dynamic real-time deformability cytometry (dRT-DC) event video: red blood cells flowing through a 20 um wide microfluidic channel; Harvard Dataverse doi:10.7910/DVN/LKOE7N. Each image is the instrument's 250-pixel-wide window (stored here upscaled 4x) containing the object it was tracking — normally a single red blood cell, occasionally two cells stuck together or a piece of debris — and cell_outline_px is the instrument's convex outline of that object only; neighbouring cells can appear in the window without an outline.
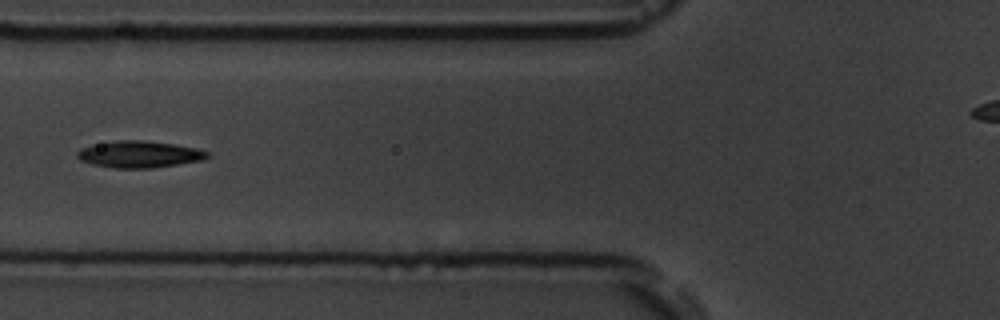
{"species": "common noctule bat (a hibernating species)", "species_latin": "Nyctalus noctula", "temperature_condition": "room temperature", "stored_images_in_passage": 10, "camera_frame_rate_fps": 3000, "um_per_image_px": 0.085, "animal": {"sex": "male", "body_mass_g": 19.5, "forearm_length_mm": 54.6}, "frame": {"image": 1, "passage_image": 7, "time_ms": 7.0, "image_size_px": [1000, 320], "cell_outline_px": [[212, 156], [204, 160], [152, 168], [112, 168], [92, 164], [80, 160], [76, 156], [76, 152], [80, 148], [116, 140], [144, 140], [172, 144], [196, 148], [208, 152]], "centroid_in_image_um": [11.85, 13.12], "position_along_channel_um": 114.0, "area_um2": 20.29}}
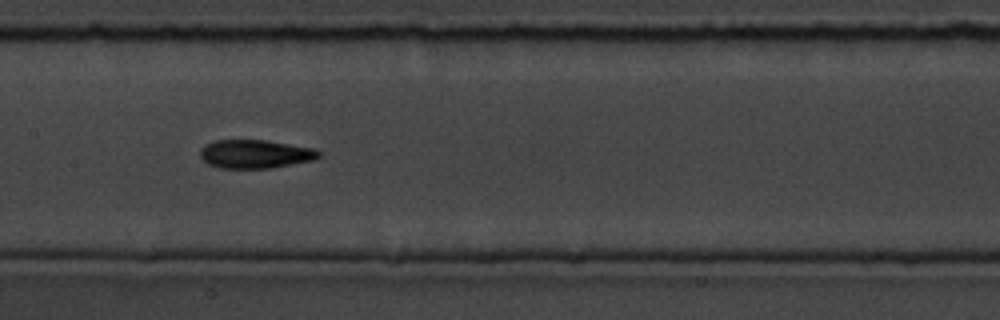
{"frame": {"image": 2, "passage_image": 9, "time_ms": 9.0, "image_size_px": [1000, 320], "cell_outline_px": [[320, 156], [312, 160], [272, 168], [220, 168], [208, 164], [200, 156], [200, 148], [204, 144], [216, 140], [264, 140], [316, 148], [320, 152]], "centroid_in_image_um": [21.68, 13.08], "position_along_channel_um": 185.7, "area_um2": 19.77}}